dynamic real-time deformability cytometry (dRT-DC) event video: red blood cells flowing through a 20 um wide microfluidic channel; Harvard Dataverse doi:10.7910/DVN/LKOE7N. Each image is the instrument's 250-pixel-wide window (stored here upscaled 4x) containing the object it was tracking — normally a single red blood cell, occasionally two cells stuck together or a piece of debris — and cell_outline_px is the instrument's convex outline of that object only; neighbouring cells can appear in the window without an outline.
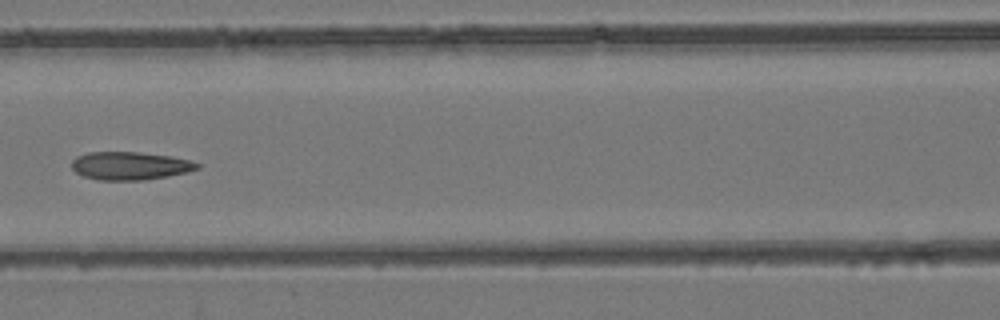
{"species": "common noctule bat (a hibernating species)", "species_latin": "Nyctalus noctula", "temperature_condition": "room temperature", "stored_images_in_passage": 6, "camera_frame_rate_fps": 3000, "um_per_image_px": 0.085, "animal": {"sex": "female", "body_mass_g": 24.6, "forearm_length_mm": 56.2}, "frame": {"image": 1, "passage_image": 5, "time_ms": 4.667, "image_size_px": [1000, 320], "cell_outline_px": [[200, 168], [188, 172], [168, 176], [144, 180], [96, 180], [84, 176], [76, 172], [72, 168], [72, 160], [76, 156], [88, 152], [136, 152], [172, 156], [192, 160], [200, 164]], "centroid_in_image_um": [11.07, 14.09], "position_along_channel_um": 155.5, "area_um2": 20.69}}
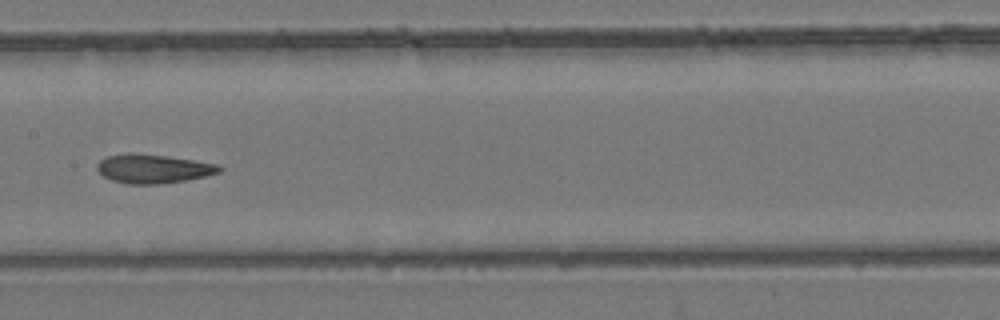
{"frame": {"image": 2, "passage_image": 6, "time_ms": 5.667, "image_size_px": [1000, 320], "cell_outline_px": [[224, 168], [220, 172], [204, 176], [184, 180], [156, 184], [128, 184], [112, 180], [104, 176], [96, 168], [96, 164], [104, 156], [124, 152], [132, 152], [168, 156], [216, 164]], "centroid_in_image_um": [12.96, 14.32], "position_along_channel_um": 194.4, "area_um2": 20.63}}